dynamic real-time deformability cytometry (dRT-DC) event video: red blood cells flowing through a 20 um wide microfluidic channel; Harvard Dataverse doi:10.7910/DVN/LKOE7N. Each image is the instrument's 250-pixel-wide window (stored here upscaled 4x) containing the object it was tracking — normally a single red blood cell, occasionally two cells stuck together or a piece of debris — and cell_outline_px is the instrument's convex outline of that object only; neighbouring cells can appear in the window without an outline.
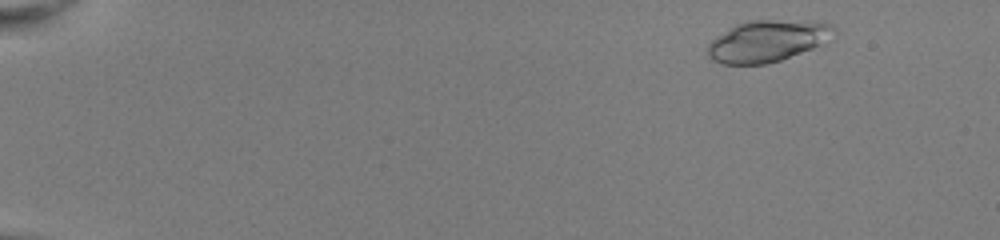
{"species": "common noctule bat (a hibernating species)", "species_latin": "Nyctalus noctula", "temperature_condition": "room temperature", "stored_images_in_passage": 50, "camera_frame_rate_fps": 3000, "um_per_image_px": 0.085, "animal": {"sex": "female", "body_mass_g": 22.0, "forearm_length_mm": 56.7}, "frame": {"image": 1, "passage_image": 4, "time_ms": 1.0, "image_size_px": [1000, 240], "cell_outline_px": [[836, 40], [780, 60], [764, 64], [720, 64], [712, 60], [708, 56], [708, 44], [716, 36], [736, 24], [748, 20], [812, 20], [832, 24], [836, 28]], "centroid_in_image_um": [65.33, 3.47], "position_along_channel_um": 19.7, "area_um2": 31.27}}
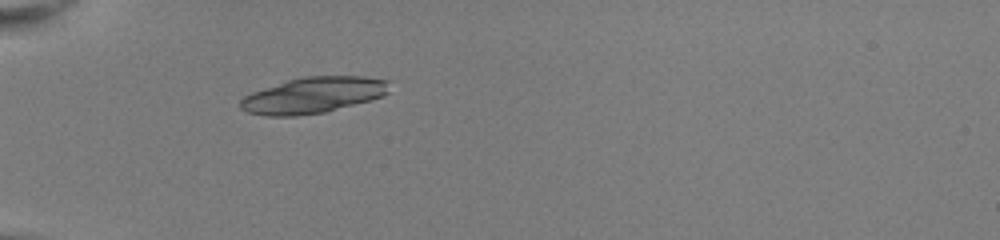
{"frame": {"image": 2, "passage_image": 16, "time_ms": 5.0, "image_size_px": [1000, 240], "cell_outline_px": [[392, 80], [388, 92], [384, 96], [324, 112], [296, 116], [264, 116], [248, 112], [240, 108], [240, 100], [244, 96], [252, 92], [288, 80], [304, 76], [364, 76]], "centroid_in_image_um": [26.65, 8.08], "position_along_channel_um": 58.3, "area_um2": 31.33}}